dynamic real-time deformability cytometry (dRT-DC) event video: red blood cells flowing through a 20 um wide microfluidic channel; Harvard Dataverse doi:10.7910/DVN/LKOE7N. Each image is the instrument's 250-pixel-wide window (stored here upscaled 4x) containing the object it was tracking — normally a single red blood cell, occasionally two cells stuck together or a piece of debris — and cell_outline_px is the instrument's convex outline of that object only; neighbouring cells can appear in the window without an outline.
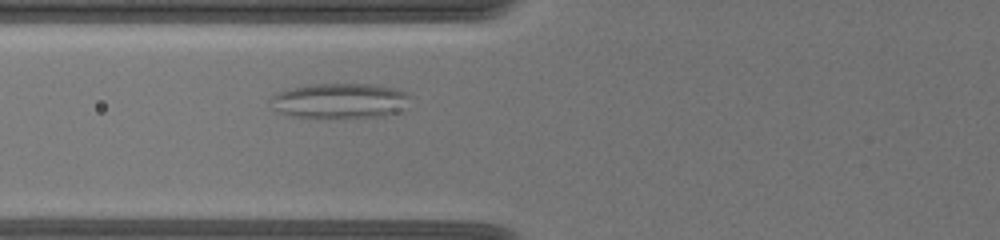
{"species": "common noctule bat (a hibernating species)", "species_latin": "Nyctalus noctula", "temperature_condition": "warm", "stored_images_in_passage": 6, "camera_frame_rate_fps": 3000, "um_per_image_px": 0.085, "animal": {"sex": "female", "body_mass_g": 19.5, "forearm_length_mm": 54.1}, "frame": {"image": 1, "passage_image": 5, "time_ms": 4.0, "image_size_px": [1000, 240], "cell_outline_px": [[408, 96], [404, 108], [380, 116], [292, 116], [280, 112], [268, 100], [276, 92], [292, 88], [312, 84], [372, 84], [396, 88], [404, 92]], "centroid_in_image_um": [28.84, 8.53], "position_along_channel_um": 97.0, "area_um2": 27.57}}